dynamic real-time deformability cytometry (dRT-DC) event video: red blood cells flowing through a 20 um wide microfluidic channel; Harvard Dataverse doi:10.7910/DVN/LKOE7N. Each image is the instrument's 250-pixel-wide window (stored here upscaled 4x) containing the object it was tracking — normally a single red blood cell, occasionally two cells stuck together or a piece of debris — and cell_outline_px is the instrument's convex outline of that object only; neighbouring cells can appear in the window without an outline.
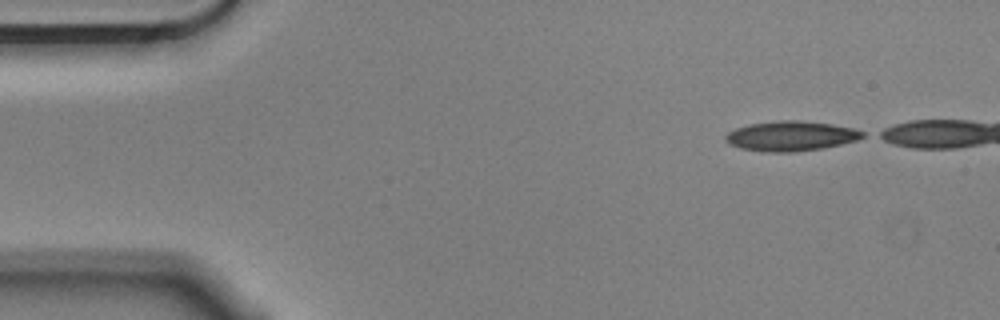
{"species": "Egyptian fruit bat (a non-hibernating species)", "species_latin": "Rousettus aegyptiacus", "temperature_condition": "cold", "stored_images_in_passage": 5, "segment_of_instrument_passage": [1, 2], "camera_frame_rate_fps": 3000, "um_per_image_px": 0.085, "animal": {"sex": "male"}, "frame": {"image": 1, "passage_image": 1, "time_ms": 0.0, "image_size_px": [1000, 320], "cell_outline_px": [[864, 136], [856, 140], [840, 144], [820, 148], [792, 152], [768, 152], [740, 148], [728, 144], [724, 140], [724, 136], [728, 132], [736, 128], [748, 124], [780, 120], [800, 120], [832, 124], [852, 128], [864, 132]], "centroid_in_image_um": [67.17, 11.55], "position_along_channel_um": 17.8, "area_um2": 23.76}}
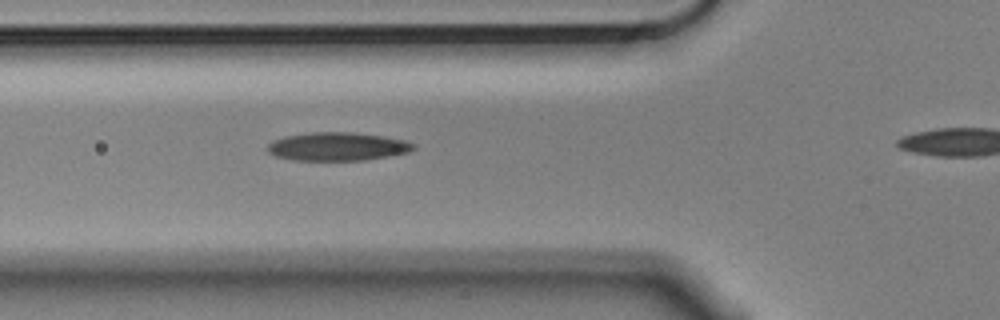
{"frame": {"image": 2, "passage_image": 4, "time_ms": 1.0, "image_size_px": [1000, 320], "cell_outline_px": [[416, 148], [408, 152], [388, 156], [364, 160], [292, 160], [276, 156], [268, 152], [268, 144], [284, 136], [312, 132], [352, 132], [384, 136], [404, 140], [416, 144]], "centroid_in_image_um": [28.71, 12.45], "position_along_channel_um": 97.1, "area_um2": 24.04}}